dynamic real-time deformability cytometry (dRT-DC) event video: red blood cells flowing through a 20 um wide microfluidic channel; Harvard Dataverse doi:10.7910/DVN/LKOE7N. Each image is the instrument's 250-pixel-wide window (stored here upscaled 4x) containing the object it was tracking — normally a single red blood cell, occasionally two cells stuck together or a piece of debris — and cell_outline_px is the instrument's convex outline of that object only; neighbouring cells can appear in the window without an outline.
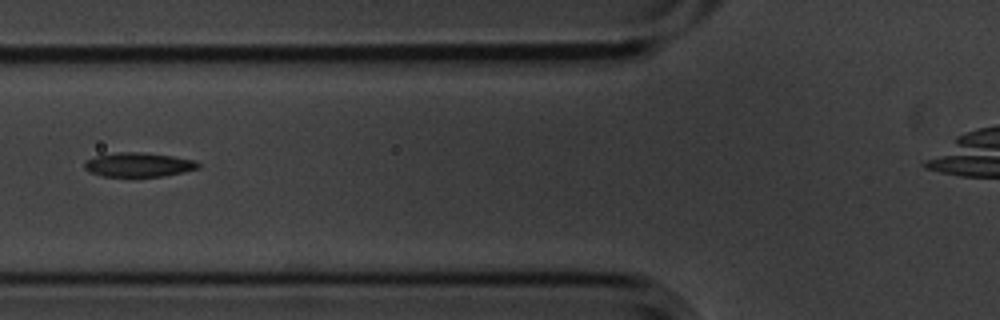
{"species": "common noctule bat (a hibernating species)", "species_latin": "Nyctalus noctula", "temperature_condition": "cold", "stored_images_in_passage": 3, "camera_frame_rate_fps": 3000, "um_per_image_px": 0.085, "animal": {"sex": "male", "body_mass_g": 20.1, "forearm_length_mm": 53.5}, "frame": {"image": 1, "passage_image": 3, "time_ms": 0.667, "image_size_px": [1000, 320], "cell_outline_px": [[200, 168], [184, 172], [164, 176], [104, 176], [88, 172], [84, 168], [84, 160], [96, 156], [116, 152], [140, 152], [172, 156], [196, 160], [200, 164]], "centroid_in_image_um": [11.77, 14.0], "position_along_channel_um": 114.0, "area_um2": 16.13}}